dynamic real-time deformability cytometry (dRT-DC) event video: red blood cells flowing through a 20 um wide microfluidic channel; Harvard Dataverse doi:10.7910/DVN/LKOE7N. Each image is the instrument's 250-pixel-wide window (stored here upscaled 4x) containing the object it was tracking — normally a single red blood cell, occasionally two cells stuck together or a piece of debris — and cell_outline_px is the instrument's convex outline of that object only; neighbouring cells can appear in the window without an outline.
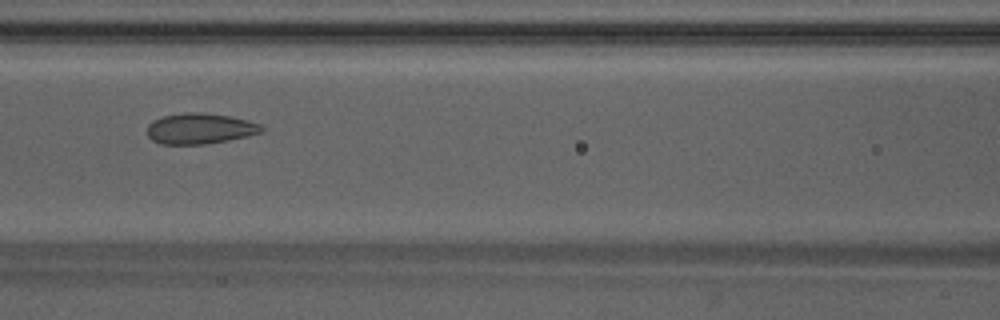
{"species": "Egyptian fruit bat (a non-hibernating species)", "species_latin": "Rousettus aegyptiacus", "temperature_condition": "warm", "stored_images_in_passage": 22, "camera_frame_rate_fps": 3000, "um_per_image_px": 0.085, "animal": {"sex": "male"}, "frame": {"image": 1, "passage_image": 6, "time_ms": 1.667, "image_size_px": [1000, 320], "cell_outline_px": [[264, 132], [248, 136], [208, 144], [160, 144], [152, 140], [148, 136], [148, 124], [152, 120], [164, 116], [184, 112], [200, 112], [232, 116], [248, 120], [260, 124], [264, 128]], "centroid_in_image_um": [17.02, 10.92], "position_along_channel_um": 149.6, "area_um2": 20.69}}
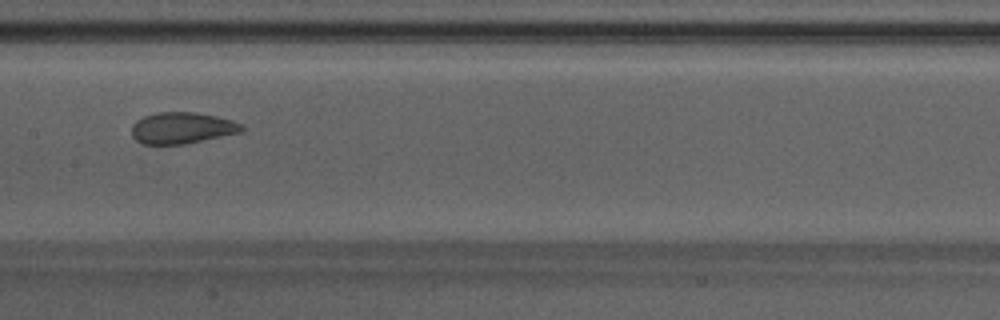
{"frame": {"image": 2, "passage_image": 9, "time_ms": 2.667, "image_size_px": [1000, 320], "cell_outline_px": [[244, 128], [240, 132], [184, 144], [144, 144], [136, 140], [132, 136], [132, 124], [136, 120], [144, 116], [156, 112], [196, 112], [216, 116], [232, 120], [244, 124]], "centroid_in_image_um": [15.46, 10.86], "position_along_channel_um": 191.9, "area_um2": 20.11}}
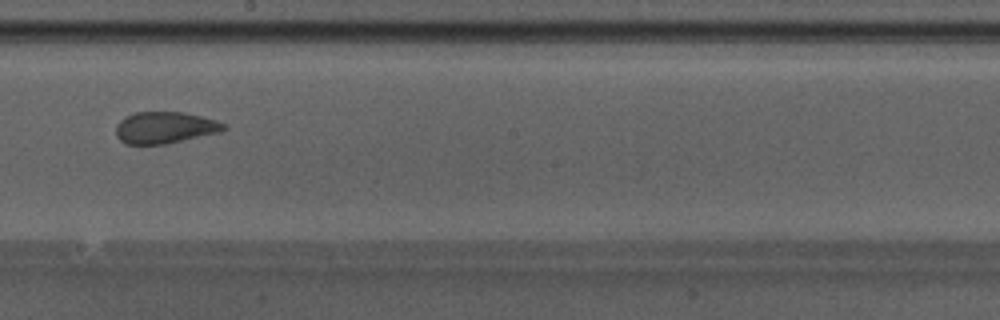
{"frame": {"image": 3, "passage_image": 12, "time_ms": 3.667, "image_size_px": [1000, 320], "cell_outline_px": [[228, 128], [220, 132], [164, 144], [124, 144], [116, 136], [116, 124], [124, 116], [136, 112], [184, 112], [216, 120], [228, 124]], "centroid_in_image_um": [14.01, 10.84], "position_along_channel_um": 234.2, "area_um2": 20.0}}